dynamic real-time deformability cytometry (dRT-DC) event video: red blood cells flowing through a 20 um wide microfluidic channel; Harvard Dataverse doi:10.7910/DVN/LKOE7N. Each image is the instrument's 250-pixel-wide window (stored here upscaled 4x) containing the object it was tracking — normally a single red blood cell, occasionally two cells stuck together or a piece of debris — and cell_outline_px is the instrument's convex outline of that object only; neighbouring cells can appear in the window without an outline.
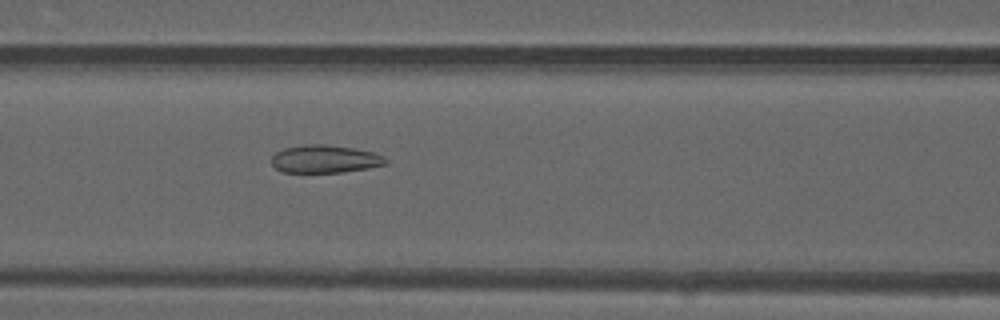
{"species": "common noctule bat (a hibernating species)", "species_latin": "Nyctalus noctula", "temperature_condition": "warm", "stored_images_in_passage": 43, "camera_frame_rate_fps": 3000, "um_per_image_px": 0.085, "animal": {"sex": "male", "forearm_length_mm": 52.5}, "frame": {"image": 1, "passage_image": 15, "time_ms": 4.667, "image_size_px": [1000, 320], "cell_outline_px": [[388, 164], [368, 168], [344, 172], [280, 172], [272, 164], [272, 156], [276, 152], [284, 148], [304, 144], [324, 144], [352, 148], [376, 152], [384, 156], [388, 160]], "centroid_in_image_um": [27.65, 13.51], "position_along_channel_um": 139.0, "area_um2": 18.67}}
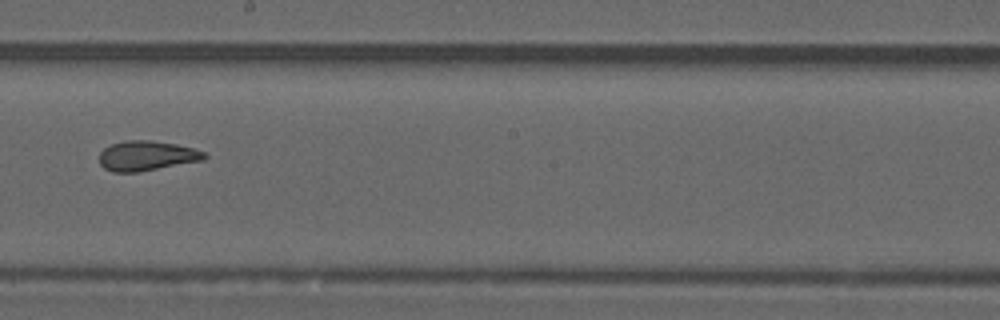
{"frame": {"image": 2, "passage_image": 22, "time_ms": 7.0, "image_size_px": [1000, 320], "cell_outline_px": [[208, 156], [204, 160], [136, 172], [112, 172], [104, 168], [100, 164], [100, 152], [104, 148], [112, 144], [124, 140], [152, 140], [176, 144], [192, 148], [204, 152]], "centroid_in_image_um": [12.46, 13.23], "position_along_channel_um": 235.7, "area_um2": 18.21}}
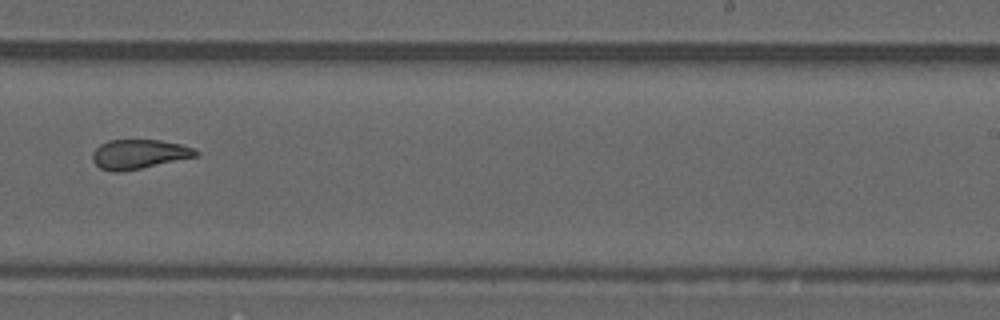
{"frame": {"image": 3, "passage_image": 25, "time_ms": 8.0, "image_size_px": [1000, 320], "cell_outline_px": [[200, 156], [120, 172], [112, 172], [100, 168], [92, 160], [92, 152], [100, 144], [108, 140], [160, 140], [180, 144], [196, 148], [200, 152]], "centroid_in_image_um": [11.84, 13.1], "position_along_channel_um": 277.2, "area_um2": 17.86}, "authors_computed_cell_mechanics": {"area_um2": 18.496, "velocity_mm_per_s": 4.1596, "shape_relaxation_time_tau1_ms": null, "shape_relaxation_time_tau2_ms": 1.7245, "deformation_change_tau1": null, "deformation_change_tau2": 0.0895}}